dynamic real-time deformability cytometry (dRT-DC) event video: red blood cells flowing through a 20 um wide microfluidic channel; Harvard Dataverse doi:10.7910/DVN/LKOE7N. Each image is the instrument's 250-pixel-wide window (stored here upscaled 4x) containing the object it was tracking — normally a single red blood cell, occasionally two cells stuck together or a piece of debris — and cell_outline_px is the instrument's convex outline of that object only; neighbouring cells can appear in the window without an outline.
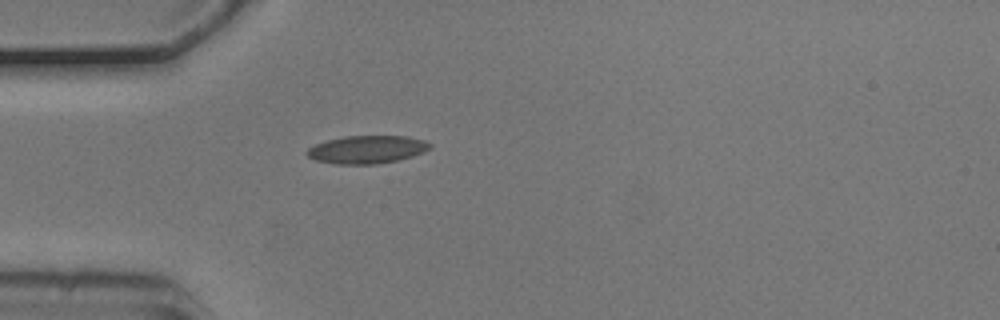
{"species": "common noctule bat (a hibernating species)", "species_latin": "Nyctalus noctula", "temperature_condition": "cold", "stored_images_in_passage": 1, "camera_frame_rate_fps": 3000, "um_per_image_px": 0.085, "animal": {"sex": "male", "body_mass_g": 20.5, "forearm_length_mm": 52.5}, "frame": {"image": 1, "passage_image": 1, "time_ms": 0.0, "image_size_px": [1000, 320], "cell_outline_px": [[432, 148], [424, 152], [412, 156], [396, 160], [376, 164], [336, 164], [316, 160], [308, 156], [304, 152], [308, 148], [316, 144], [328, 140], [344, 136], [408, 136], [424, 140], [432, 144]], "centroid_in_image_um": [31.21, 12.7], "position_along_channel_um": 53.8, "area_um2": 20.0}}